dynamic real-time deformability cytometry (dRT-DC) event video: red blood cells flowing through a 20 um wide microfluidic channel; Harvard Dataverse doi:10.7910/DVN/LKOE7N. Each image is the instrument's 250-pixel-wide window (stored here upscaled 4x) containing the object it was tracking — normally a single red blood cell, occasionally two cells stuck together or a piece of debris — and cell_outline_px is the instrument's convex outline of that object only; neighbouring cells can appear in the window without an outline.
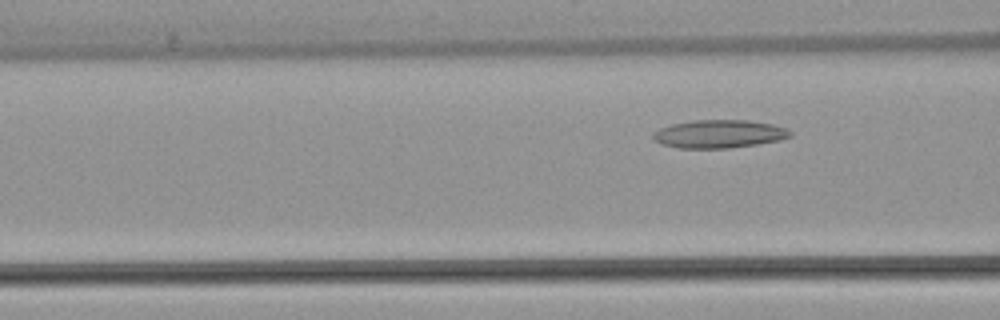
{"species": "common noctule bat (a hibernating species)", "species_latin": "Nyctalus noctula", "temperature_condition": "warm", "stored_images_in_passage": 6, "camera_frame_rate_fps": 3000, "um_per_image_px": 0.085, "animal": {"sex": "female", "body_mass_g": 22.7, "forearm_length_mm": 54.2}, "frame": {"image": 1, "passage_image": 6, "time_ms": 6.667, "image_size_px": [1000, 320], "cell_outline_px": [[792, 136], [780, 140], [756, 144], [728, 148], [680, 148], [660, 144], [652, 140], [652, 132], [660, 128], [672, 124], [692, 120], [748, 120], [772, 124], [784, 128], [792, 132]], "centroid_in_image_um": [61.08, 11.38], "position_along_channel_um": 105.5, "area_um2": 22.54}}